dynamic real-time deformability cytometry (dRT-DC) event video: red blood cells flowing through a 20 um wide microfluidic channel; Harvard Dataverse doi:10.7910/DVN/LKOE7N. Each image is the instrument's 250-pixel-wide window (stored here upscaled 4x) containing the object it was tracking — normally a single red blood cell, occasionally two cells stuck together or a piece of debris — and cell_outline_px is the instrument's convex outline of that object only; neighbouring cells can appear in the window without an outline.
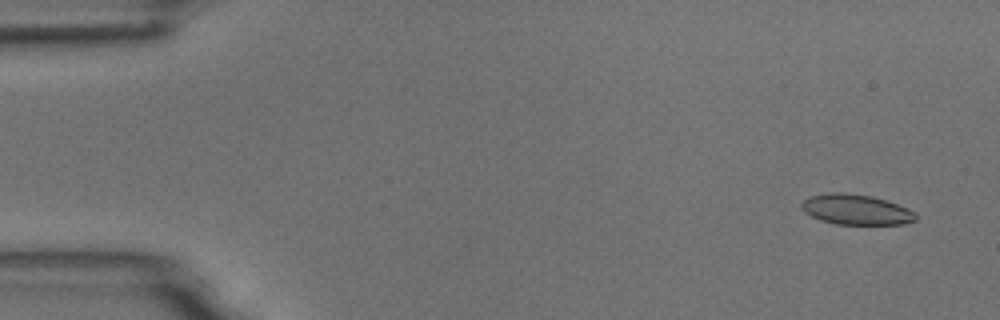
{"species": "common noctule bat (a hibernating species)", "species_latin": "Nyctalus noctula", "temperature_condition": "room temperature", "stored_images_in_passage": 7, "camera_frame_rate_fps": 3000, "um_per_image_px": 0.085, "animal": {"sex": "male", "body_mass_g": 18.8}, "frame": {"image": 1, "passage_image": 1, "time_ms": 0.0, "image_size_px": [1000, 320], "cell_outline_px": [[916, 220], [904, 224], [836, 224], [820, 220], [804, 212], [800, 208], [800, 204], [804, 200], [812, 196], [832, 192], [844, 192], [872, 196], [908, 208], [916, 212]], "centroid_in_image_um": [72.76, 17.81], "position_along_channel_um": 12.2, "area_um2": 20.11}}